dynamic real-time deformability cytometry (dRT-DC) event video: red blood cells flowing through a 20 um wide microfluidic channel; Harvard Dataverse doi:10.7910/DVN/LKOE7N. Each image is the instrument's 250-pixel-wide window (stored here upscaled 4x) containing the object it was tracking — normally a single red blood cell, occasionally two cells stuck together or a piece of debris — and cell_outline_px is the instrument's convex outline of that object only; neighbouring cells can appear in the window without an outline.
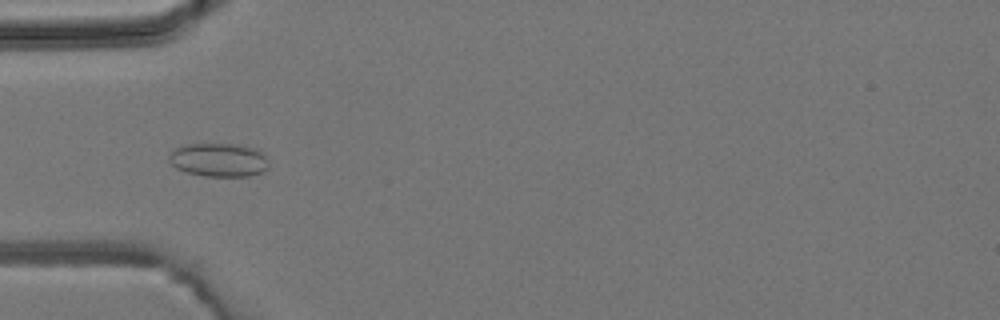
{"species": "common noctule bat (a hibernating species)", "species_latin": "Nyctalus noctula", "temperature_condition": "room temperature", "stored_images_in_passage": 5, "camera_frame_rate_fps": 3000, "um_per_image_px": 0.085, "animal": {"sex": "male", "body_mass_g": 19.2, "forearm_length_mm": 51.8}, "frame": {"image": 1, "passage_image": 4, "time_ms": 4.333, "image_size_px": [1000, 320], "cell_outline_px": [[268, 168], [264, 172], [248, 176], [204, 176], [188, 172], [176, 168], [168, 160], [168, 156], [180, 144], [236, 144], [256, 148], [264, 152], [268, 160]], "centroid_in_image_um": [18.63, 13.58], "position_along_channel_um": 66.4, "area_um2": 19.77}}
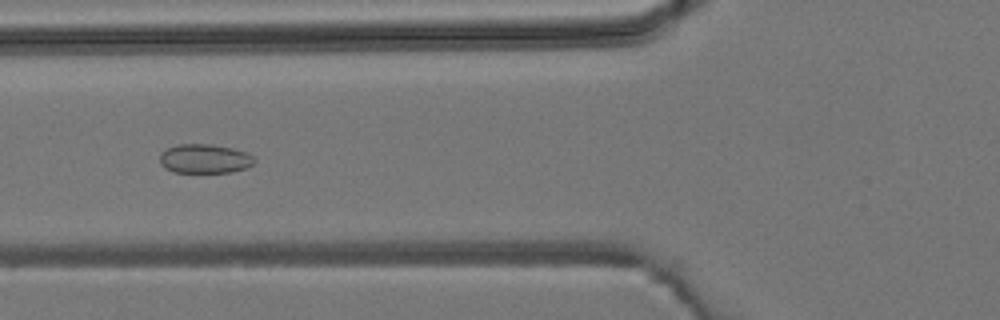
{"frame": {"image": 2, "passage_image": 5, "time_ms": 5.333, "image_size_px": [1000, 320], "cell_outline_px": [[256, 160], [252, 164], [244, 168], [232, 172], [172, 172], [164, 168], [160, 164], [160, 152], [176, 144], [212, 144], [232, 148], [248, 152]], "centroid_in_image_um": [17.37, 13.48], "position_along_channel_um": 108.4, "area_um2": 16.18}}